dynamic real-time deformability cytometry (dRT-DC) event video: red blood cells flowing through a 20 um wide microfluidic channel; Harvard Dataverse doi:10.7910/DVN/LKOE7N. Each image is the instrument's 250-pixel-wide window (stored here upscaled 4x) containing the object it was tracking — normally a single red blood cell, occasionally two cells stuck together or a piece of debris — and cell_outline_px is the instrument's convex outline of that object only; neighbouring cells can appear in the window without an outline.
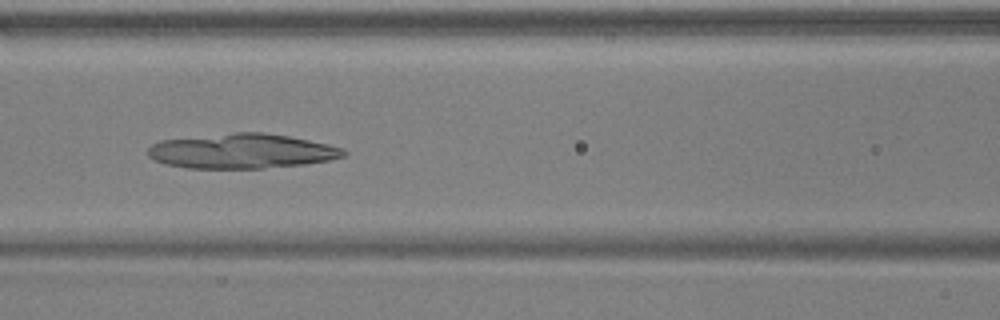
{"species": "common noctule bat (a hibernating species)", "species_latin": "Nyctalus noctula", "temperature_condition": "warm", "stored_images_in_passage": 41, "camera_frame_rate_fps": 3000, "um_per_image_px": 0.085, "animal": {"sex": "male", "body_mass_g": 17.9, "forearm_length_mm": 54.2}, "frame": {"image": 1, "passage_image": 21, "time_ms": 6.667, "image_size_px": [1000, 320], "cell_outline_px": [[348, 152], [344, 156], [328, 160], [304, 164], [264, 168], [188, 168], [164, 164], [148, 156], [148, 148], [152, 144], [160, 140], [236, 132], [264, 132], [288, 136], [328, 144], [344, 148]], "centroid_in_image_um": [20.55, 12.84], "position_along_channel_um": 146.1, "area_um2": 39.59}}
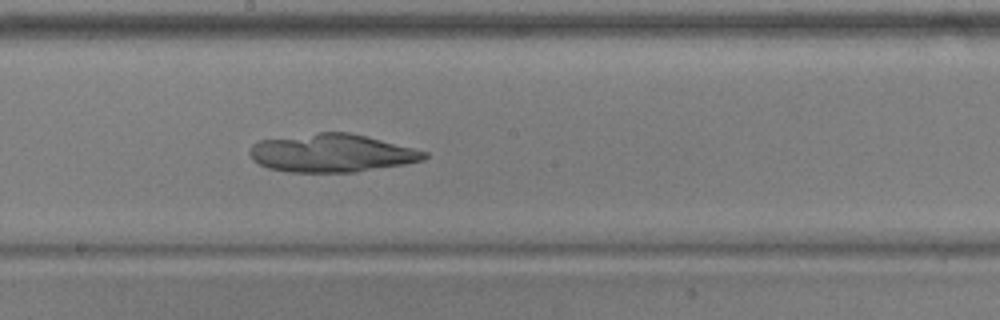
{"frame": {"image": 2, "passage_image": 27, "time_ms": 8.667, "image_size_px": [1000, 320], "cell_outline_px": [[428, 156], [424, 160], [404, 164], [356, 172], [288, 172], [268, 168], [252, 160], [248, 152], [252, 144], [260, 140], [320, 132], [348, 132], [428, 152]], "centroid_in_image_um": [28.16, 13.02], "position_along_channel_um": 220.0, "area_um2": 38.55}}
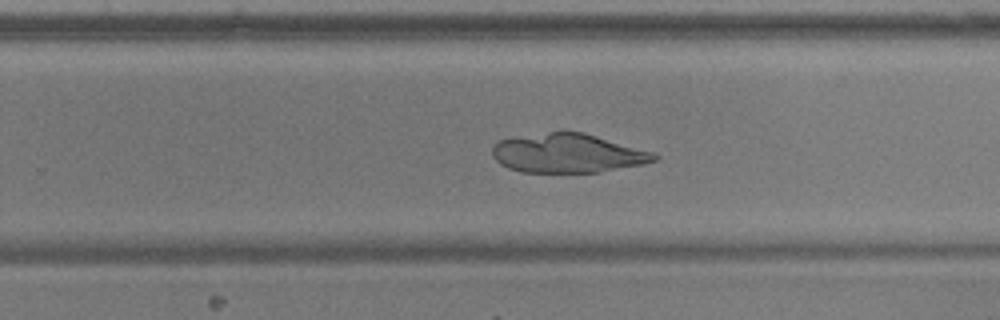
{"frame": {"image": 3, "passage_image": 32, "time_ms": 10.333, "image_size_px": [1000, 320], "cell_outline_px": [[660, 156], [656, 160], [644, 164], [600, 172], [520, 172], [508, 168], [500, 164], [492, 156], [492, 148], [500, 140], [564, 128], [584, 132], [652, 152]], "centroid_in_image_um": [48.25, 13.0], "position_along_channel_um": 281.6, "area_um2": 37.28}}